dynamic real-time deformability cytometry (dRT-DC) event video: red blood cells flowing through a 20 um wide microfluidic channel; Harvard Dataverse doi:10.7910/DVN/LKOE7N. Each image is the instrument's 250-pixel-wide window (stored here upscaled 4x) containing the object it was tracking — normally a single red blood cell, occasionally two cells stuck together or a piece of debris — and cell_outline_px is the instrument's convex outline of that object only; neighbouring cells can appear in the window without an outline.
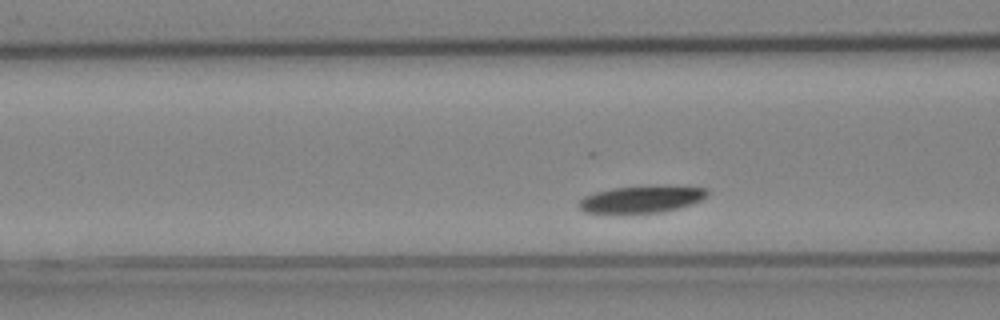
{"species": "Egyptian fruit bat (a non-hibernating species)", "species_latin": "Rousettus aegyptiacus", "temperature_condition": "cold", "stored_images_in_passage": 5, "camera_frame_rate_fps": 3000, "um_per_image_px": 0.085, "animal": {"sex": "female"}, "frame": {"image": 1, "passage_image": 5, "time_ms": 1.333, "image_size_px": [1000, 320], "cell_outline_px": [[708, 196], [692, 204], [664, 212], [584, 212], [576, 208], [576, 204], [584, 196], [596, 192], [612, 188], [652, 184], [676, 184], [708, 188]], "centroid_in_image_um": [54.6, 16.88], "position_along_channel_um": 112.0, "area_um2": 20.87}}